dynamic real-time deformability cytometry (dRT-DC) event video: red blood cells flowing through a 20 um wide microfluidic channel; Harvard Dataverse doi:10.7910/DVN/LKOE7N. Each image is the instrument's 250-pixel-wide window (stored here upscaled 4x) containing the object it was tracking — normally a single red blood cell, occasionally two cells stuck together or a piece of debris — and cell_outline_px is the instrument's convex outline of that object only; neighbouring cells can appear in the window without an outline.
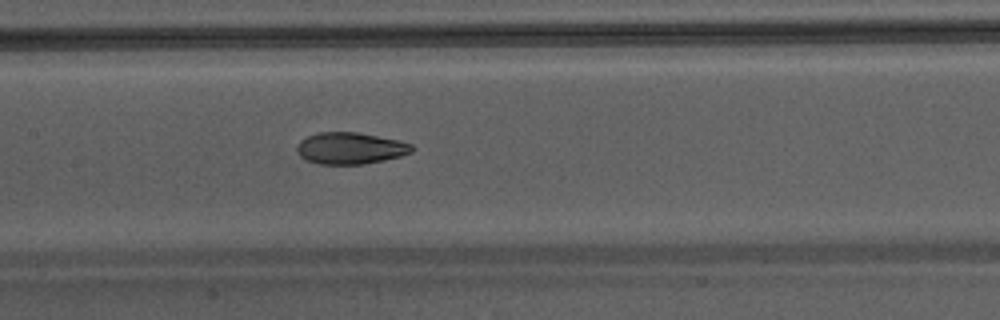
{"species": "Egyptian fruit bat (a non-hibernating species)", "species_latin": "Rousettus aegyptiacus", "temperature_condition": "warm", "stored_images_in_passage": 46, "camera_frame_rate_fps": 3000, "um_per_image_px": 0.085, "animal": {"sex": "male"}, "frame": {"image": 1, "passage_image": 26, "time_ms": 8.333, "image_size_px": [1000, 320], "cell_outline_px": [[412, 152], [400, 156], [384, 160], [364, 164], [320, 164], [308, 160], [300, 156], [296, 152], [296, 148], [300, 140], [316, 132], [356, 132], [400, 140], [412, 144]], "centroid_in_image_um": [29.76, 12.59], "position_along_channel_um": 177.6, "area_um2": 21.21}}
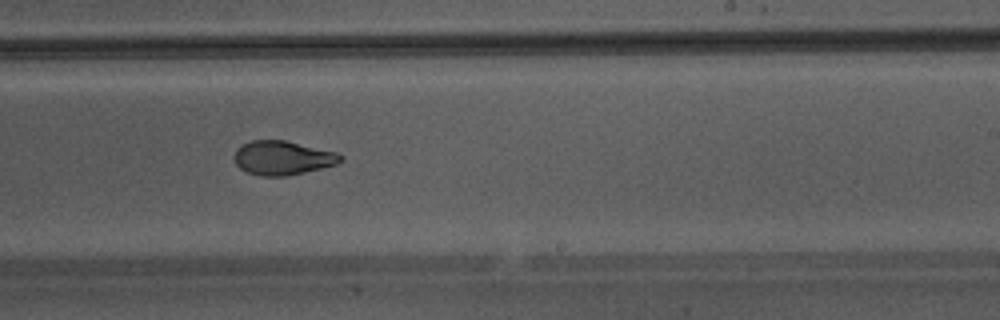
{"frame": {"image": 2, "passage_image": 32, "time_ms": 10.333, "image_size_px": [1000, 320], "cell_outline_px": [[344, 160], [336, 164], [304, 172], [284, 176], [260, 176], [248, 172], [240, 168], [236, 164], [236, 148], [240, 144], [252, 140], [284, 140], [336, 152], [344, 156]], "centroid_in_image_um": [24.03, 13.41], "position_along_channel_um": 265.0, "area_um2": 20.92}}